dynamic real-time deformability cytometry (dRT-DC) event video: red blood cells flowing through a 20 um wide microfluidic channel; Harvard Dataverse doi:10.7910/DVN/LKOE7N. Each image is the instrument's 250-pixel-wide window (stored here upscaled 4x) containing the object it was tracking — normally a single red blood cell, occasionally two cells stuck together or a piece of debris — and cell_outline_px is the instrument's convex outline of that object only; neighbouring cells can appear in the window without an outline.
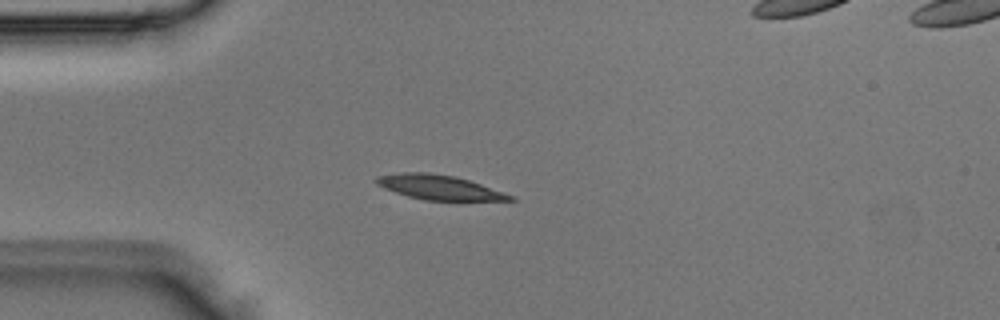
{"species": "Egyptian fruit bat (a non-hibernating species)", "species_latin": "Rousettus aegyptiacus", "temperature_condition": "room temperature", "stored_images_in_passage": 3, "camera_frame_rate_fps": 3000, "um_per_image_px": 0.085, "animal": {"sex": "male"}, "frame": {"image": 1, "passage_image": 2, "time_ms": 0.333, "image_size_px": [1000, 320], "cell_outline_px": [[516, 200], [424, 200], [408, 196], [384, 188], [376, 184], [372, 180], [376, 176], [404, 172], [428, 172], [456, 176], [516, 196]], "centroid_in_image_um": [37.3, 15.91], "position_along_channel_um": 47.7, "area_um2": 19.13}}